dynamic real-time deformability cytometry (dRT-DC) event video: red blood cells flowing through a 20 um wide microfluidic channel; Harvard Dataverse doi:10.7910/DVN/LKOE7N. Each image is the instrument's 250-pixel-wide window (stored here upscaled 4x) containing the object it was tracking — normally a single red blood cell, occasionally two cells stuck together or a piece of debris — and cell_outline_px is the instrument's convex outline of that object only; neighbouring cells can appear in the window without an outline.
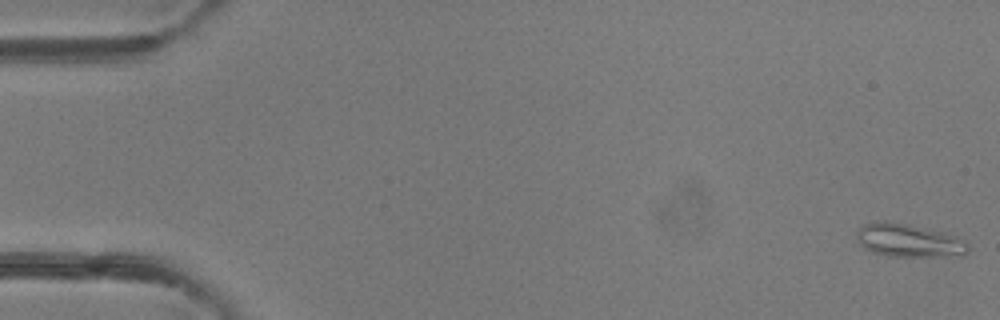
{"species": "common noctule bat (a hibernating species)", "species_latin": "Nyctalus noctula", "temperature_condition": "room temperature", "stored_images_in_passage": 50, "camera_frame_rate_fps": 3000, "um_per_image_px": 0.085, "animal": {"sex": "female"}, "frame": {"image": 1, "passage_image": 1, "time_ms": 0.0, "image_size_px": [1000, 320], "cell_outline_px": [[968, 252], [964, 256], [888, 256], [872, 252], [864, 248], [860, 244], [856, 236], [856, 232], [864, 224], [876, 220], [888, 220], [928, 228], [944, 232], [956, 236], [968, 244]], "centroid_in_image_um": [77.23, 20.43], "position_along_channel_um": 7.8, "area_um2": 21.85}}
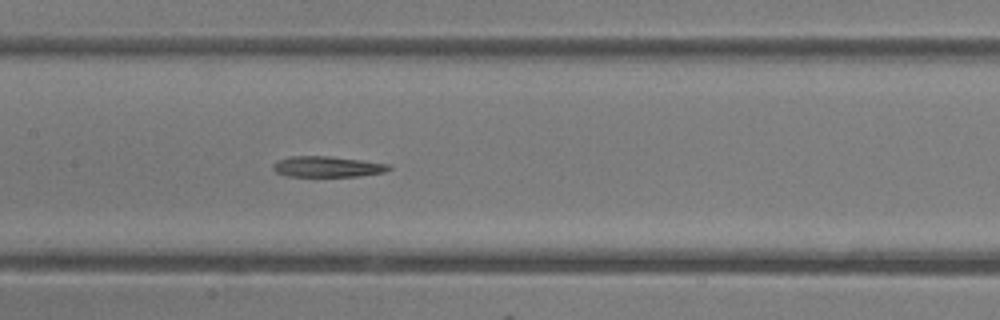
{"frame": {"image": 2, "passage_image": 24, "time_ms": 7.667, "image_size_px": [1000, 320], "cell_outline_px": [[392, 168], [384, 172], [360, 176], [288, 176], [276, 172], [272, 168], [272, 164], [276, 160], [292, 156], [328, 156], [392, 164]], "centroid_in_image_um": [27.82, 14.16], "position_along_channel_um": 179.6, "area_um2": 14.05}}
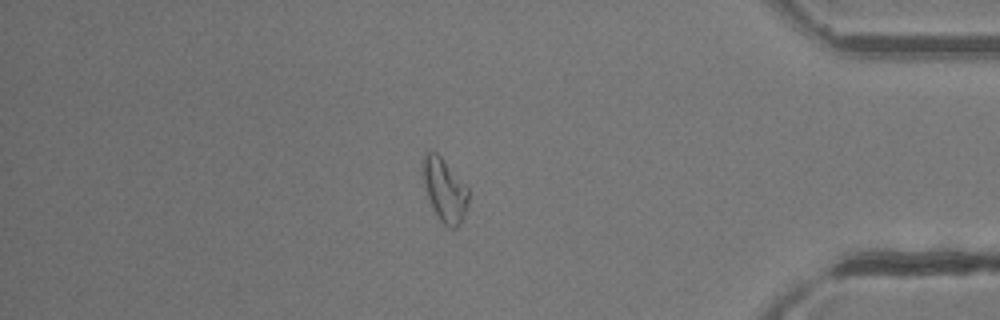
{"frame": {"image": 3, "passage_image": 42, "time_ms": 13.667, "image_size_px": [1000, 320], "cell_outline_px": [[468, 204], [460, 224], [456, 228], [448, 228], [436, 216], [428, 200], [420, 176], [420, 172], [424, 152], [428, 148], [436, 152], [440, 156], [468, 188]], "centroid_in_image_um": [37.71, 16.12], "position_along_channel_um": 397.5, "area_um2": 17.28}}